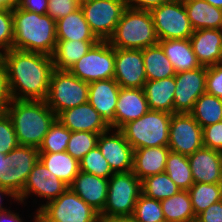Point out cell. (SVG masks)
<instances>
[{
    "instance_id": "6da1fadb",
    "label": "cell",
    "mask_w": 222,
    "mask_h": 222,
    "mask_svg": "<svg viewBox=\"0 0 222 222\" xmlns=\"http://www.w3.org/2000/svg\"><path fill=\"white\" fill-rule=\"evenodd\" d=\"M11 99L45 101L54 70L52 56L10 49L1 53Z\"/></svg>"
},
{
    "instance_id": "7a4b0ae2",
    "label": "cell",
    "mask_w": 222,
    "mask_h": 222,
    "mask_svg": "<svg viewBox=\"0 0 222 222\" xmlns=\"http://www.w3.org/2000/svg\"><path fill=\"white\" fill-rule=\"evenodd\" d=\"M19 145L39 149L57 115L45 101L12 99L6 107Z\"/></svg>"
},
{
    "instance_id": "3957f363",
    "label": "cell",
    "mask_w": 222,
    "mask_h": 222,
    "mask_svg": "<svg viewBox=\"0 0 222 222\" xmlns=\"http://www.w3.org/2000/svg\"><path fill=\"white\" fill-rule=\"evenodd\" d=\"M12 49L44 53L52 56L57 45L56 21L48 14H37L14 7Z\"/></svg>"
},
{
    "instance_id": "277c9868",
    "label": "cell",
    "mask_w": 222,
    "mask_h": 222,
    "mask_svg": "<svg viewBox=\"0 0 222 222\" xmlns=\"http://www.w3.org/2000/svg\"><path fill=\"white\" fill-rule=\"evenodd\" d=\"M108 42L114 48L141 50L158 44L150 11L127 7Z\"/></svg>"
},
{
    "instance_id": "5b68a950",
    "label": "cell",
    "mask_w": 222,
    "mask_h": 222,
    "mask_svg": "<svg viewBox=\"0 0 222 222\" xmlns=\"http://www.w3.org/2000/svg\"><path fill=\"white\" fill-rule=\"evenodd\" d=\"M172 114L149 110L140 118L125 124L120 130L135 150L147 147L168 146Z\"/></svg>"
},
{
    "instance_id": "8992f818",
    "label": "cell",
    "mask_w": 222,
    "mask_h": 222,
    "mask_svg": "<svg viewBox=\"0 0 222 222\" xmlns=\"http://www.w3.org/2000/svg\"><path fill=\"white\" fill-rule=\"evenodd\" d=\"M89 83L70 71L54 69L50 78L46 104L58 116L62 111L88 102Z\"/></svg>"
},
{
    "instance_id": "52a82bcc",
    "label": "cell",
    "mask_w": 222,
    "mask_h": 222,
    "mask_svg": "<svg viewBox=\"0 0 222 222\" xmlns=\"http://www.w3.org/2000/svg\"><path fill=\"white\" fill-rule=\"evenodd\" d=\"M38 209V222H97L99 213L70 188Z\"/></svg>"
},
{
    "instance_id": "ba28073f",
    "label": "cell",
    "mask_w": 222,
    "mask_h": 222,
    "mask_svg": "<svg viewBox=\"0 0 222 222\" xmlns=\"http://www.w3.org/2000/svg\"><path fill=\"white\" fill-rule=\"evenodd\" d=\"M141 194V180L133 171L114 173L109 178L107 201L99 216L133 215Z\"/></svg>"
},
{
    "instance_id": "9c48e42d",
    "label": "cell",
    "mask_w": 222,
    "mask_h": 222,
    "mask_svg": "<svg viewBox=\"0 0 222 222\" xmlns=\"http://www.w3.org/2000/svg\"><path fill=\"white\" fill-rule=\"evenodd\" d=\"M69 71L87 83L112 79L115 73V48L108 41H99Z\"/></svg>"
},
{
    "instance_id": "30bf717a",
    "label": "cell",
    "mask_w": 222,
    "mask_h": 222,
    "mask_svg": "<svg viewBox=\"0 0 222 222\" xmlns=\"http://www.w3.org/2000/svg\"><path fill=\"white\" fill-rule=\"evenodd\" d=\"M150 13L158 40L190 39L194 32L183 0H171L152 8Z\"/></svg>"
},
{
    "instance_id": "8fae6325",
    "label": "cell",
    "mask_w": 222,
    "mask_h": 222,
    "mask_svg": "<svg viewBox=\"0 0 222 222\" xmlns=\"http://www.w3.org/2000/svg\"><path fill=\"white\" fill-rule=\"evenodd\" d=\"M85 20L100 41H108L127 8L125 0H91L80 4Z\"/></svg>"
},
{
    "instance_id": "7c38bea8",
    "label": "cell",
    "mask_w": 222,
    "mask_h": 222,
    "mask_svg": "<svg viewBox=\"0 0 222 222\" xmlns=\"http://www.w3.org/2000/svg\"><path fill=\"white\" fill-rule=\"evenodd\" d=\"M203 147V131L190 113H173L169 127L168 148L190 156Z\"/></svg>"
},
{
    "instance_id": "4fadbf2b",
    "label": "cell",
    "mask_w": 222,
    "mask_h": 222,
    "mask_svg": "<svg viewBox=\"0 0 222 222\" xmlns=\"http://www.w3.org/2000/svg\"><path fill=\"white\" fill-rule=\"evenodd\" d=\"M9 171L0 174V186L9 189L18 197L39 160V149L32 146L18 145L7 154Z\"/></svg>"
},
{
    "instance_id": "5bb4252c",
    "label": "cell",
    "mask_w": 222,
    "mask_h": 222,
    "mask_svg": "<svg viewBox=\"0 0 222 222\" xmlns=\"http://www.w3.org/2000/svg\"><path fill=\"white\" fill-rule=\"evenodd\" d=\"M207 67L200 66L175 75L174 113H190L196 100L206 92Z\"/></svg>"
},
{
    "instance_id": "9a60e30c",
    "label": "cell",
    "mask_w": 222,
    "mask_h": 222,
    "mask_svg": "<svg viewBox=\"0 0 222 222\" xmlns=\"http://www.w3.org/2000/svg\"><path fill=\"white\" fill-rule=\"evenodd\" d=\"M111 130L113 131V129L109 128L99 135L97 146L101 154L114 173L132 171L134 149L126 141L120 129H115L116 131L113 134Z\"/></svg>"
},
{
    "instance_id": "2e32d148",
    "label": "cell",
    "mask_w": 222,
    "mask_h": 222,
    "mask_svg": "<svg viewBox=\"0 0 222 222\" xmlns=\"http://www.w3.org/2000/svg\"><path fill=\"white\" fill-rule=\"evenodd\" d=\"M114 80L121 88H144L147 79L143 49L115 48Z\"/></svg>"
},
{
    "instance_id": "e0dca14e",
    "label": "cell",
    "mask_w": 222,
    "mask_h": 222,
    "mask_svg": "<svg viewBox=\"0 0 222 222\" xmlns=\"http://www.w3.org/2000/svg\"><path fill=\"white\" fill-rule=\"evenodd\" d=\"M69 188L61 179L54 176L53 173L41 163L40 160L35 164L30 172L21 194L17 197V203L26 201L32 193L43 197L46 203L58 198L65 190Z\"/></svg>"
},
{
    "instance_id": "ac0fdd59",
    "label": "cell",
    "mask_w": 222,
    "mask_h": 222,
    "mask_svg": "<svg viewBox=\"0 0 222 222\" xmlns=\"http://www.w3.org/2000/svg\"><path fill=\"white\" fill-rule=\"evenodd\" d=\"M120 88L114 78L89 83L88 102L111 129H114V115Z\"/></svg>"
},
{
    "instance_id": "d6986e66",
    "label": "cell",
    "mask_w": 222,
    "mask_h": 222,
    "mask_svg": "<svg viewBox=\"0 0 222 222\" xmlns=\"http://www.w3.org/2000/svg\"><path fill=\"white\" fill-rule=\"evenodd\" d=\"M194 183L220 184L222 182V153L207 147L187 156Z\"/></svg>"
},
{
    "instance_id": "ffe728a7",
    "label": "cell",
    "mask_w": 222,
    "mask_h": 222,
    "mask_svg": "<svg viewBox=\"0 0 222 222\" xmlns=\"http://www.w3.org/2000/svg\"><path fill=\"white\" fill-rule=\"evenodd\" d=\"M57 119L71 132L86 131L101 134L110 128L89 102L62 111Z\"/></svg>"
},
{
    "instance_id": "44dd1931",
    "label": "cell",
    "mask_w": 222,
    "mask_h": 222,
    "mask_svg": "<svg viewBox=\"0 0 222 222\" xmlns=\"http://www.w3.org/2000/svg\"><path fill=\"white\" fill-rule=\"evenodd\" d=\"M108 184L109 179L80 171L69 188L100 214L107 201Z\"/></svg>"
},
{
    "instance_id": "7402d4cb",
    "label": "cell",
    "mask_w": 222,
    "mask_h": 222,
    "mask_svg": "<svg viewBox=\"0 0 222 222\" xmlns=\"http://www.w3.org/2000/svg\"><path fill=\"white\" fill-rule=\"evenodd\" d=\"M189 40L201 66L209 67L222 63L221 29L195 30Z\"/></svg>"
},
{
    "instance_id": "603a6c76",
    "label": "cell",
    "mask_w": 222,
    "mask_h": 222,
    "mask_svg": "<svg viewBox=\"0 0 222 222\" xmlns=\"http://www.w3.org/2000/svg\"><path fill=\"white\" fill-rule=\"evenodd\" d=\"M143 88H120L114 115V130L121 129L149 111Z\"/></svg>"
},
{
    "instance_id": "cb8c5ba5",
    "label": "cell",
    "mask_w": 222,
    "mask_h": 222,
    "mask_svg": "<svg viewBox=\"0 0 222 222\" xmlns=\"http://www.w3.org/2000/svg\"><path fill=\"white\" fill-rule=\"evenodd\" d=\"M169 152L168 146L135 149L132 170L134 175L142 181L148 176L165 172Z\"/></svg>"
},
{
    "instance_id": "d4e9b609",
    "label": "cell",
    "mask_w": 222,
    "mask_h": 222,
    "mask_svg": "<svg viewBox=\"0 0 222 222\" xmlns=\"http://www.w3.org/2000/svg\"><path fill=\"white\" fill-rule=\"evenodd\" d=\"M175 76L146 81L144 92L150 110L174 113Z\"/></svg>"
},
{
    "instance_id": "484cf974",
    "label": "cell",
    "mask_w": 222,
    "mask_h": 222,
    "mask_svg": "<svg viewBox=\"0 0 222 222\" xmlns=\"http://www.w3.org/2000/svg\"><path fill=\"white\" fill-rule=\"evenodd\" d=\"M158 44L172 63L176 73L194 70L201 66L196 59L189 39L159 40Z\"/></svg>"
},
{
    "instance_id": "4316f807",
    "label": "cell",
    "mask_w": 222,
    "mask_h": 222,
    "mask_svg": "<svg viewBox=\"0 0 222 222\" xmlns=\"http://www.w3.org/2000/svg\"><path fill=\"white\" fill-rule=\"evenodd\" d=\"M193 30L221 29L222 9L205 0H183Z\"/></svg>"
},
{
    "instance_id": "83f0119b",
    "label": "cell",
    "mask_w": 222,
    "mask_h": 222,
    "mask_svg": "<svg viewBox=\"0 0 222 222\" xmlns=\"http://www.w3.org/2000/svg\"><path fill=\"white\" fill-rule=\"evenodd\" d=\"M56 39L100 41L91 31L80 7L56 21Z\"/></svg>"
},
{
    "instance_id": "f1b7e54d",
    "label": "cell",
    "mask_w": 222,
    "mask_h": 222,
    "mask_svg": "<svg viewBox=\"0 0 222 222\" xmlns=\"http://www.w3.org/2000/svg\"><path fill=\"white\" fill-rule=\"evenodd\" d=\"M99 41L57 40L52 55L54 69L69 71Z\"/></svg>"
},
{
    "instance_id": "f546056e",
    "label": "cell",
    "mask_w": 222,
    "mask_h": 222,
    "mask_svg": "<svg viewBox=\"0 0 222 222\" xmlns=\"http://www.w3.org/2000/svg\"><path fill=\"white\" fill-rule=\"evenodd\" d=\"M39 160L48 171L68 186L80 172L79 161L66 151L61 153H39Z\"/></svg>"
},
{
    "instance_id": "4dcf8cb0",
    "label": "cell",
    "mask_w": 222,
    "mask_h": 222,
    "mask_svg": "<svg viewBox=\"0 0 222 222\" xmlns=\"http://www.w3.org/2000/svg\"><path fill=\"white\" fill-rule=\"evenodd\" d=\"M143 60L147 81L165 79L176 75L159 44L143 49Z\"/></svg>"
},
{
    "instance_id": "1f68e13d",
    "label": "cell",
    "mask_w": 222,
    "mask_h": 222,
    "mask_svg": "<svg viewBox=\"0 0 222 222\" xmlns=\"http://www.w3.org/2000/svg\"><path fill=\"white\" fill-rule=\"evenodd\" d=\"M165 222H194L191 198L188 191H179L177 194L160 201Z\"/></svg>"
},
{
    "instance_id": "d6a6232c",
    "label": "cell",
    "mask_w": 222,
    "mask_h": 222,
    "mask_svg": "<svg viewBox=\"0 0 222 222\" xmlns=\"http://www.w3.org/2000/svg\"><path fill=\"white\" fill-rule=\"evenodd\" d=\"M190 114L202 128L218 123L222 121V99L205 92L196 100Z\"/></svg>"
},
{
    "instance_id": "836d02e7",
    "label": "cell",
    "mask_w": 222,
    "mask_h": 222,
    "mask_svg": "<svg viewBox=\"0 0 222 222\" xmlns=\"http://www.w3.org/2000/svg\"><path fill=\"white\" fill-rule=\"evenodd\" d=\"M165 172L181 191H188L194 184L187 156L170 151Z\"/></svg>"
},
{
    "instance_id": "e575fe53",
    "label": "cell",
    "mask_w": 222,
    "mask_h": 222,
    "mask_svg": "<svg viewBox=\"0 0 222 222\" xmlns=\"http://www.w3.org/2000/svg\"><path fill=\"white\" fill-rule=\"evenodd\" d=\"M142 194L155 200H164L181 191L166 172L146 177L141 181Z\"/></svg>"
},
{
    "instance_id": "d590c367",
    "label": "cell",
    "mask_w": 222,
    "mask_h": 222,
    "mask_svg": "<svg viewBox=\"0 0 222 222\" xmlns=\"http://www.w3.org/2000/svg\"><path fill=\"white\" fill-rule=\"evenodd\" d=\"M188 192L196 217L215 202L222 200L221 184L194 183Z\"/></svg>"
},
{
    "instance_id": "8d00e7d4",
    "label": "cell",
    "mask_w": 222,
    "mask_h": 222,
    "mask_svg": "<svg viewBox=\"0 0 222 222\" xmlns=\"http://www.w3.org/2000/svg\"><path fill=\"white\" fill-rule=\"evenodd\" d=\"M70 136L71 131L56 119L46 133L43 142L39 147V153L65 152Z\"/></svg>"
},
{
    "instance_id": "74e56055",
    "label": "cell",
    "mask_w": 222,
    "mask_h": 222,
    "mask_svg": "<svg viewBox=\"0 0 222 222\" xmlns=\"http://www.w3.org/2000/svg\"><path fill=\"white\" fill-rule=\"evenodd\" d=\"M99 135L86 131L71 132L66 152L80 162L90 150L97 146Z\"/></svg>"
},
{
    "instance_id": "f35d334b",
    "label": "cell",
    "mask_w": 222,
    "mask_h": 222,
    "mask_svg": "<svg viewBox=\"0 0 222 222\" xmlns=\"http://www.w3.org/2000/svg\"><path fill=\"white\" fill-rule=\"evenodd\" d=\"M133 217L137 222H165L160 201L143 194L136 202Z\"/></svg>"
},
{
    "instance_id": "ab89813d",
    "label": "cell",
    "mask_w": 222,
    "mask_h": 222,
    "mask_svg": "<svg viewBox=\"0 0 222 222\" xmlns=\"http://www.w3.org/2000/svg\"><path fill=\"white\" fill-rule=\"evenodd\" d=\"M80 171L109 179L114 172L98 146L90 150L79 162Z\"/></svg>"
},
{
    "instance_id": "60d3db41",
    "label": "cell",
    "mask_w": 222,
    "mask_h": 222,
    "mask_svg": "<svg viewBox=\"0 0 222 222\" xmlns=\"http://www.w3.org/2000/svg\"><path fill=\"white\" fill-rule=\"evenodd\" d=\"M18 145L10 116L6 111L0 112V154L7 155Z\"/></svg>"
},
{
    "instance_id": "b9f144b4",
    "label": "cell",
    "mask_w": 222,
    "mask_h": 222,
    "mask_svg": "<svg viewBox=\"0 0 222 222\" xmlns=\"http://www.w3.org/2000/svg\"><path fill=\"white\" fill-rule=\"evenodd\" d=\"M14 42L12 9H0V53L12 49Z\"/></svg>"
},
{
    "instance_id": "7bdbcfd3",
    "label": "cell",
    "mask_w": 222,
    "mask_h": 222,
    "mask_svg": "<svg viewBox=\"0 0 222 222\" xmlns=\"http://www.w3.org/2000/svg\"><path fill=\"white\" fill-rule=\"evenodd\" d=\"M80 7L77 0H48L47 14L55 21L67 16Z\"/></svg>"
},
{
    "instance_id": "ee69618b",
    "label": "cell",
    "mask_w": 222,
    "mask_h": 222,
    "mask_svg": "<svg viewBox=\"0 0 222 222\" xmlns=\"http://www.w3.org/2000/svg\"><path fill=\"white\" fill-rule=\"evenodd\" d=\"M203 146L222 153V121L202 128Z\"/></svg>"
},
{
    "instance_id": "f6af8a7d",
    "label": "cell",
    "mask_w": 222,
    "mask_h": 222,
    "mask_svg": "<svg viewBox=\"0 0 222 222\" xmlns=\"http://www.w3.org/2000/svg\"><path fill=\"white\" fill-rule=\"evenodd\" d=\"M206 93L222 99V63L207 67Z\"/></svg>"
},
{
    "instance_id": "bcb514c9",
    "label": "cell",
    "mask_w": 222,
    "mask_h": 222,
    "mask_svg": "<svg viewBox=\"0 0 222 222\" xmlns=\"http://www.w3.org/2000/svg\"><path fill=\"white\" fill-rule=\"evenodd\" d=\"M11 96L8 88V80L5 65L0 58V112L6 110L11 102Z\"/></svg>"
},
{
    "instance_id": "7dc6e473",
    "label": "cell",
    "mask_w": 222,
    "mask_h": 222,
    "mask_svg": "<svg viewBox=\"0 0 222 222\" xmlns=\"http://www.w3.org/2000/svg\"><path fill=\"white\" fill-rule=\"evenodd\" d=\"M196 222H222V200L201 212L197 216Z\"/></svg>"
},
{
    "instance_id": "c3c4849f",
    "label": "cell",
    "mask_w": 222,
    "mask_h": 222,
    "mask_svg": "<svg viewBox=\"0 0 222 222\" xmlns=\"http://www.w3.org/2000/svg\"><path fill=\"white\" fill-rule=\"evenodd\" d=\"M18 9L35 12L37 14H47L48 0H18Z\"/></svg>"
},
{
    "instance_id": "681fc988",
    "label": "cell",
    "mask_w": 222,
    "mask_h": 222,
    "mask_svg": "<svg viewBox=\"0 0 222 222\" xmlns=\"http://www.w3.org/2000/svg\"><path fill=\"white\" fill-rule=\"evenodd\" d=\"M125 1L127 7L129 8L150 11L152 8L170 2L171 0H125Z\"/></svg>"
},
{
    "instance_id": "f907efd6",
    "label": "cell",
    "mask_w": 222,
    "mask_h": 222,
    "mask_svg": "<svg viewBox=\"0 0 222 222\" xmlns=\"http://www.w3.org/2000/svg\"><path fill=\"white\" fill-rule=\"evenodd\" d=\"M34 222H38V210H36V216H34ZM0 222H23L18 213L6 209L0 212Z\"/></svg>"
},
{
    "instance_id": "816d5d0a",
    "label": "cell",
    "mask_w": 222,
    "mask_h": 222,
    "mask_svg": "<svg viewBox=\"0 0 222 222\" xmlns=\"http://www.w3.org/2000/svg\"><path fill=\"white\" fill-rule=\"evenodd\" d=\"M102 222H137L133 215L100 216Z\"/></svg>"
},
{
    "instance_id": "f5cc1de1",
    "label": "cell",
    "mask_w": 222,
    "mask_h": 222,
    "mask_svg": "<svg viewBox=\"0 0 222 222\" xmlns=\"http://www.w3.org/2000/svg\"><path fill=\"white\" fill-rule=\"evenodd\" d=\"M4 195L8 196V197H11V199H13L14 201H18L15 194H13L9 189L0 186V212L7 209L4 206H2V196H4Z\"/></svg>"
},
{
    "instance_id": "db71d44e",
    "label": "cell",
    "mask_w": 222,
    "mask_h": 222,
    "mask_svg": "<svg viewBox=\"0 0 222 222\" xmlns=\"http://www.w3.org/2000/svg\"><path fill=\"white\" fill-rule=\"evenodd\" d=\"M9 171L8 156L0 154V174H4Z\"/></svg>"
},
{
    "instance_id": "11a10c76",
    "label": "cell",
    "mask_w": 222,
    "mask_h": 222,
    "mask_svg": "<svg viewBox=\"0 0 222 222\" xmlns=\"http://www.w3.org/2000/svg\"><path fill=\"white\" fill-rule=\"evenodd\" d=\"M17 3L18 0H0V9H13Z\"/></svg>"
},
{
    "instance_id": "9f6ffc18",
    "label": "cell",
    "mask_w": 222,
    "mask_h": 222,
    "mask_svg": "<svg viewBox=\"0 0 222 222\" xmlns=\"http://www.w3.org/2000/svg\"><path fill=\"white\" fill-rule=\"evenodd\" d=\"M210 5L222 9V0H205Z\"/></svg>"
},
{
    "instance_id": "6f0895ef",
    "label": "cell",
    "mask_w": 222,
    "mask_h": 222,
    "mask_svg": "<svg viewBox=\"0 0 222 222\" xmlns=\"http://www.w3.org/2000/svg\"><path fill=\"white\" fill-rule=\"evenodd\" d=\"M79 2V4L85 3L87 1H91V0H77Z\"/></svg>"
}]
</instances>
